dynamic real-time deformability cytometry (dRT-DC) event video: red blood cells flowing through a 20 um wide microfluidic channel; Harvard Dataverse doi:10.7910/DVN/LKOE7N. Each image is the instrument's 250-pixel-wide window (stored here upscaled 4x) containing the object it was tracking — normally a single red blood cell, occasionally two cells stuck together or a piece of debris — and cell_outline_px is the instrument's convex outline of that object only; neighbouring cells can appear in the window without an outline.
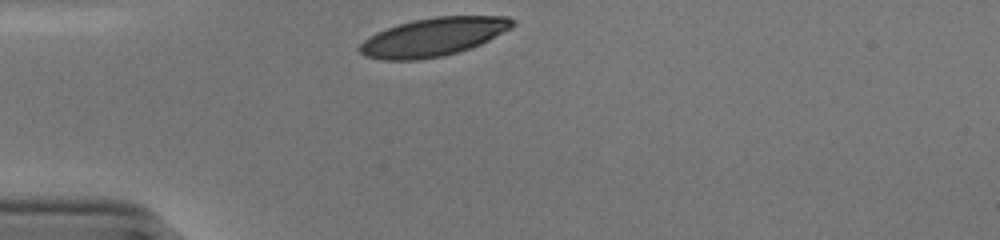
{"species": "human", "species_latin": "Homo sapiens", "temperature_condition": "cold", "stored_images_in_passage": 29, "camera_frame_rate_fps": 3000, "um_per_image_px": 0.085, "donor": {"sex": "male"}, "frame": {"image": 1, "passage_image": 1, "time_ms": 0.0, "image_size_px": [1000, 240], "cell_outline_px": [[516, 24], [512, 28], [472, 48], [460, 52], [444, 56], [416, 60], [380, 60], [364, 56], [356, 48], [368, 36], [376, 32], [412, 20], [436, 16], [508, 16], [516, 20]], "centroid_in_image_um": [36.84, 3.15], "position_along_channel_um": 48.2, "area_um2": 34.51}}
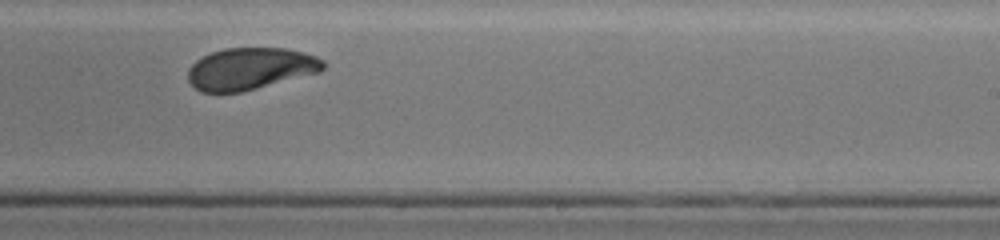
{"frame": {"image": 2, "passage_image": 20, "time_ms": 6.333, "image_size_px": [1000, 240], "cell_outline_px": [[324, 68], [320, 72], [240, 92], [200, 92], [188, 80], [188, 68], [196, 60], [212, 52], [224, 48], [284, 48], [304, 52], [316, 56], [324, 60]], "centroid_in_image_um": [21.28, 5.83], "position_along_channel_um": 267.7, "area_um2": 32.89}}
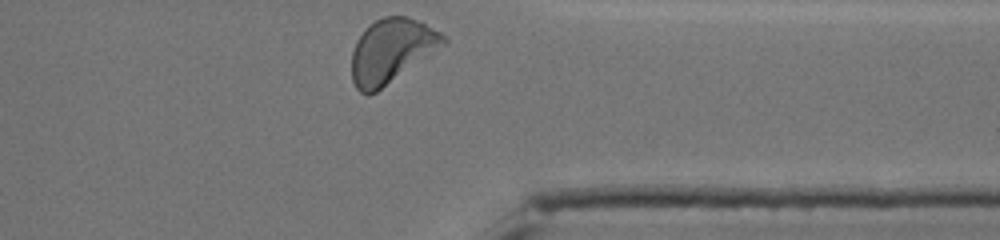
{"frame": {"image": 3, "passage_image": 29, "time_ms": 9.333, "image_size_px": [1000, 240], "cell_outline_px": [[448, 44], [376, 92], [368, 96], [360, 92], [356, 88], [352, 80], [352, 52], [356, 40], [364, 28], [376, 20], [384, 16], [408, 16], [440, 32], [448, 40]], "centroid_in_image_um": [33.28, 4.33], "position_along_channel_um": 378.1, "area_um2": 34.45}, "authors_computed_cell_mechanics": {"area_um2": 34.5066, "velocity_mm_per_s": 3.7885, "shape_relaxation_time_tau1_ms": 3.7147, "shape_relaxation_time_tau2_ms": 1.0434, "deformation_change_tau1": 0.1426, "deformation_change_tau2": 0.0519}}